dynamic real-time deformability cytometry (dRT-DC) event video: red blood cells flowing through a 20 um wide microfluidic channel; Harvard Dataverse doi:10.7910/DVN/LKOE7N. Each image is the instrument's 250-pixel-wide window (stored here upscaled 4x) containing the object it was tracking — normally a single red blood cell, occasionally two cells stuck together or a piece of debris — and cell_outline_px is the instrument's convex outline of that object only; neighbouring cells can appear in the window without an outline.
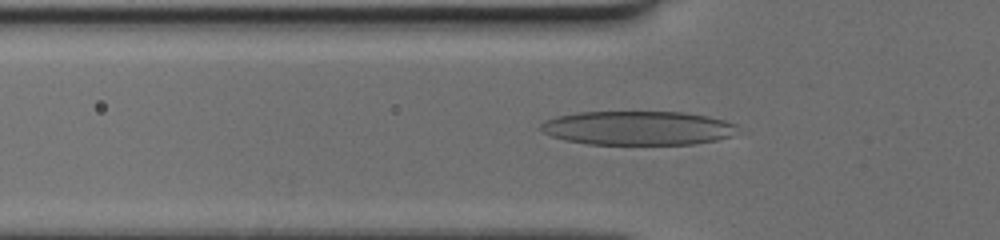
{"species": "human", "species_latin": "Homo sapiens", "temperature_condition": "cold", "stored_images_in_passage": 47, "camera_frame_rate_fps": 3000, "um_per_image_px": 0.085, "donor": {"sex": "female"}, "frame": {"image": 1, "passage_image": 13, "time_ms": 4.0, "image_size_px": [1000, 240], "cell_outline_px": [[748, 132], [716, 140], [692, 144], [588, 144], [568, 140], [552, 136], [544, 132], [540, 128], [540, 124], [544, 120], [556, 116], [580, 112], [684, 112], [708, 116], [724, 120], [736, 124]], "centroid_in_image_um": [54.33, 10.88], "position_along_channel_um": 71.5, "area_um2": 39.48}}
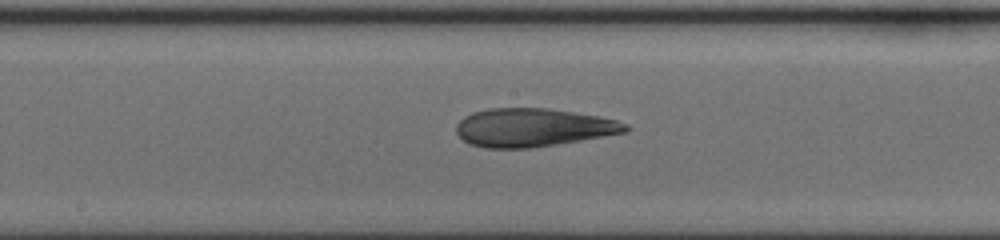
{"frame": {"image": 2, "passage_image": 23, "time_ms": 7.333, "image_size_px": [1000, 240], "cell_outline_px": [[628, 132], [556, 144], [528, 148], [484, 148], [468, 144], [456, 132], [456, 124], [464, 116], [472, 112], [488, 108], [548, 108], [596, 116], [616, 120], [628, 124]], "centroid_in_image_um": [45.26, 10.84], "position_along_channel_um": 202.9, "area_um2": 37.69}}
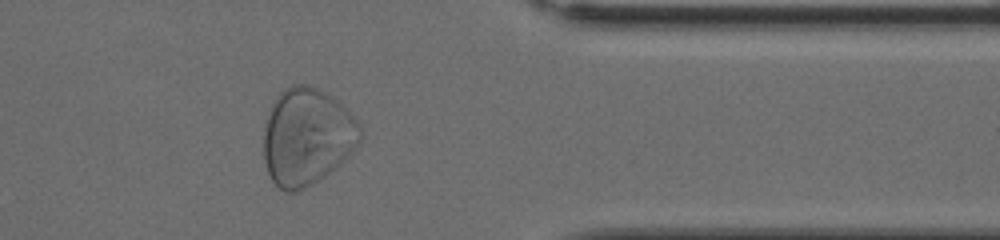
{"frame": {"image": 3, "passage_image": 38, "time_ms": 12.333, "image_size_px": [1000, 240], "cell_outline_px": [[360, 140], [324, 176], [304, 188], [292, 192], [288, 192], [280, 188], [272, 180], [268, 172], [264, 160], [264, 132], [272, 104], [276, 96], [284, 88], [292, 84], [304, 84], [316, 88], [324, 92], [336, 100], [360, 124]], "centroid_in_image_um": [26.03, 11.59], "position_along_channel_um": 385.4, "area_um2": 53.23}}